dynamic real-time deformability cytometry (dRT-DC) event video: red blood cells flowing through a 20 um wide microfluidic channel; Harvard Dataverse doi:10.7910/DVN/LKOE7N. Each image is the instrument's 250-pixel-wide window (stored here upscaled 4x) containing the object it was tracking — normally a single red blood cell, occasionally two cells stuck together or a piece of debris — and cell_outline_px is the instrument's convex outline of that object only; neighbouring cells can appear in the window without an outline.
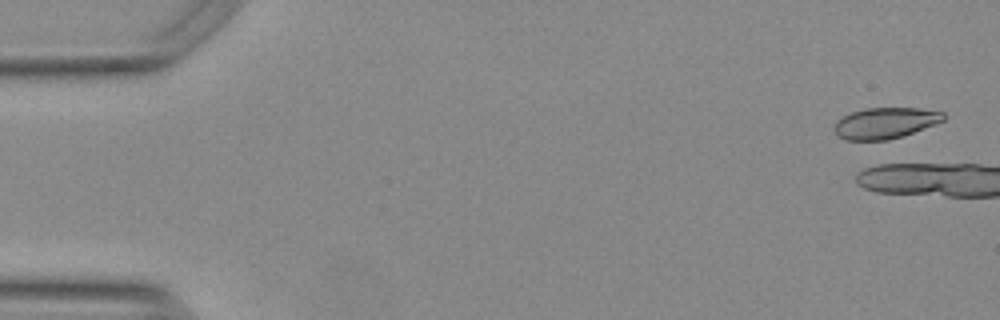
{"species": "Egyptian fruit bat (a non-hibernating species)", "species_latin": "Rousettus aegyptiacus", "temperature_condition": "warm", "stored_images_in_passage": 7, "camera_frame_rate_fps": 3000, "um_per_image_px": 0.085, "animal": {"sex": "female"}, "frame": {"image": 1, "passage_image": 2, "time_ms": 0.333, "image_size_px": [1000, 320], "cell_outline_px": [[944, 120], [912, 132], [888, 140], [844, 140], [832, 128], [836, 120], [852, 112], [864, 108], [920, 108], [944, 112]], "centroid_in_image_um": [75.2, 10.45], "position_along_channel_um": 9.8, "area_um2": 19.54}}